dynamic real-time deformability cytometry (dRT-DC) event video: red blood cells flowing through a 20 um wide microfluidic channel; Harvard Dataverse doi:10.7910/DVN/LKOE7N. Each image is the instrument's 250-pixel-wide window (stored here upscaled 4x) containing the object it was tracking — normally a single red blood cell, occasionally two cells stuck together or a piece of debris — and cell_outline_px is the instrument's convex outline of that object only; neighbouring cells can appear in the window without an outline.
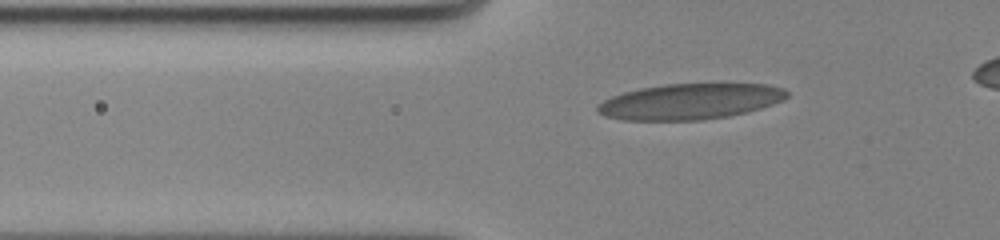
{"species": "human", "species_latin": "Homo sapiens", "temperature_condition": "cold", "stored_images_in_passage": 51, "camera_frame_rate_fps": 3000, "um_per_image_px": 0.085, "donor": {"sex": "female"}, "frame": {"image": 1, "passage_image": 15, "time_ms": 4.667, "image_size_px": [1000, 240], "cell_outline_px": [[788, 96], [784, 100], [748, 112], [728, 116], [704, 120], [620, 120], [604, 116], [596, 112], [596, 104], [612, 96], [624, 92], [640, 88], [664, 84], [768, 84], [784, 88], [788, 92]], "centroid_in_image_um": [58.63, 8.63], "position_along_channel_um": 67.2, "area_um2": 39.71}}
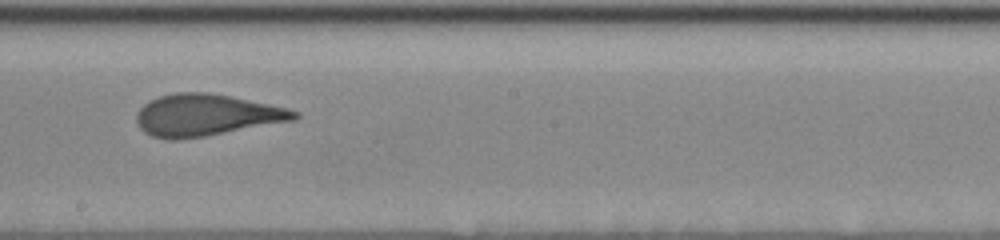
{"frame": {"image": 2, "passage_image": 30, "time_ms": 9.667, "image_size_px": [1000, 240], "cell_outline_px": [[300, 116], [296, 120], [204, 136], [176, 140], [172, 140], [152, 136], [144, 132], [140, 128], [136, 120], [136, 112], [144, 104], [160, 96], [176, 92], [208, 92], [232, 96], [288, 108], [300, 112]], "centroid_in_image_um": [17.55, 9.78], "position_along_channel_um": 230.7, "area_um2": 38.44}}
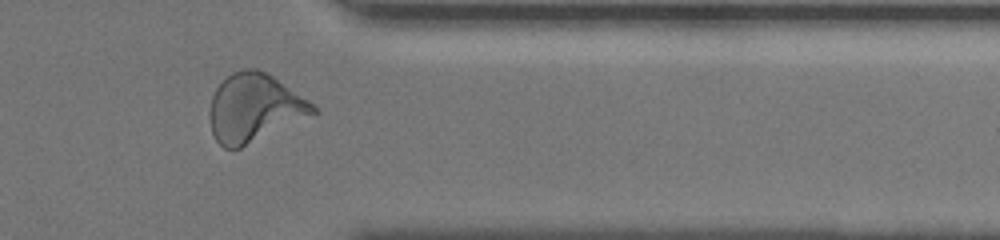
{"frame": {"image": 3, "passage_image": 44, "time_ms": 14.333, "image_size_px": [1000, 240], "cell_outline_px": [[320, 112], [240, 148], [224, 148], [216, 140], [212, 132], [208, 116], [212, 96], [216, 88], [232, 72], [244, 68], [256, 68], [272, 76], [308, 100]], "centroid_in_image_um": [21.6, 9.18], "position_along_channel_um": 389.8, "area_um2": 40.75}}